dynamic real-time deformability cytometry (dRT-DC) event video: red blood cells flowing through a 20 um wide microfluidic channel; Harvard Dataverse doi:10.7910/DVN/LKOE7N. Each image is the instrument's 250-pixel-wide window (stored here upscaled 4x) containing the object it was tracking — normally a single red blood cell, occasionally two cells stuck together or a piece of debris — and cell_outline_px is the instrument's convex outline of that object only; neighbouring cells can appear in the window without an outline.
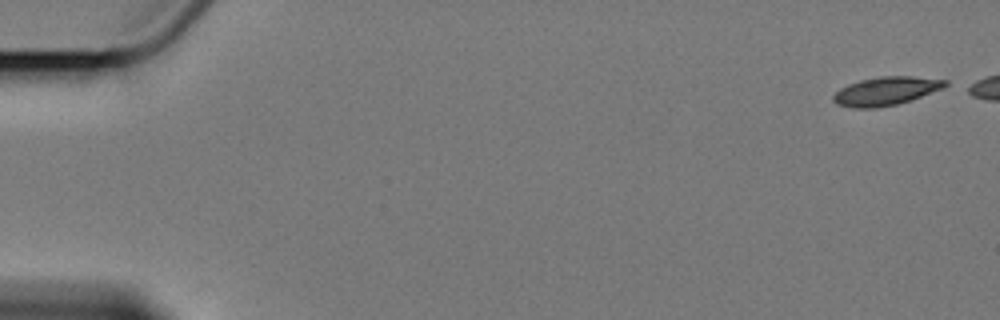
{"species": "Egyptian fruit bat (a non-hibernating species)", "species_latin": "Rousettus aegyptiacus", "temperature_condition": "cold", "stored_images_in_passage": 9, "segment_of_instrument_passage": [1, 2], "camera_frame_rate_fps": 3000, "um_per_image_px": 0.085, "animal": {"sex": "female"}, "frame": {"image": 1, "passage_image": 1, "time_ms": 0.0, "image_size_px": [1000, 320], "cell_outline_px": [[948, 84], [944, 88], [912, 100], [896, 104], [876, 108], [852, 108], [836, 104], [832, 100], [832, 96], [840, 88], [848, 84], [860, 80], [880, 76], [912, 76], [948, 80]], "centroid_in_image_um": [75.3, 7.74], "position_along_channel_um": 9.7, "area_um2": 18.73}}
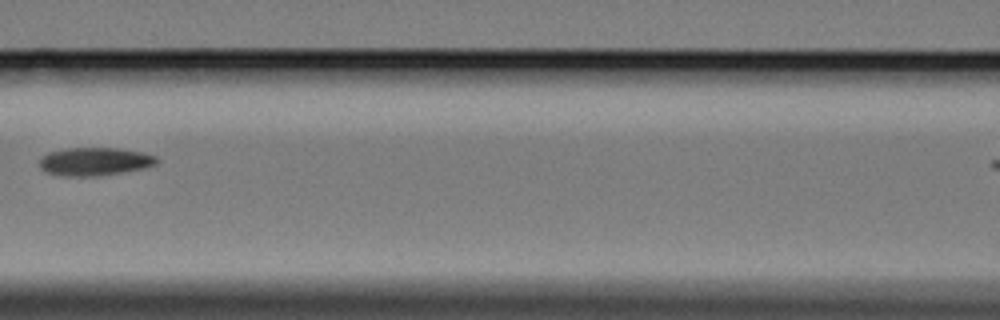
{"frame": {"image": 2, "passage_image": 8, "time_ms": 8.667, "image_size_px": [1000, 320], "cell_outline_px": [[160, 160], [156, 164], [144, 168], [100, 176], [64, 176], [48, 172], [40, 168], [40, 160], [48, 152], [68, 148], [120, 148], [144, 152], [156, 156]], "centroid_in_image_um": [8.1, 13.72], "position_along_channel_um": 158.5, "area_um2": 19.25}}